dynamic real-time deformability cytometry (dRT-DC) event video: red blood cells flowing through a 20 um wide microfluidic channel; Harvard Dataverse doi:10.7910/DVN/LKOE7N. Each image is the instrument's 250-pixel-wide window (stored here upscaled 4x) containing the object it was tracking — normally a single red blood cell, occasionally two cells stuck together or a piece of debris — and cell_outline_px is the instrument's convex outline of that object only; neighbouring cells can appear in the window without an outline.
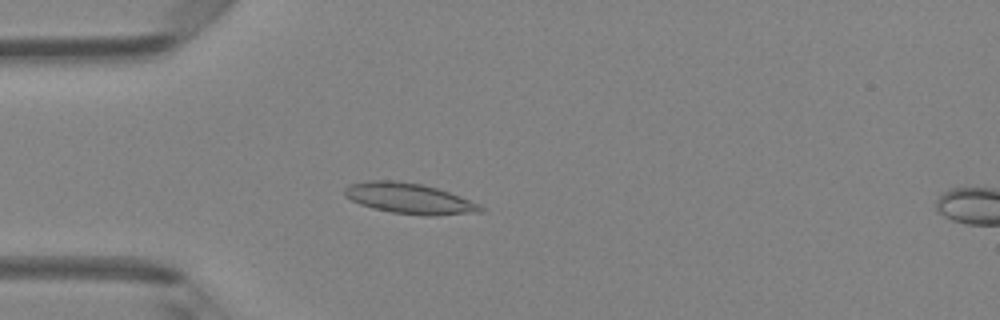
{"species": "Egyptian fruit bat (a non-hibernating species)", "species_latin": "Rousettus aegyptiacus", "temperature_condition": "room temperature", "stored_images_in_passage": 47, "camera_frame_rate_fps": 3000, "um_per_image_px": 0.085, "animal": {"sex": "female"}, "frame": {"image": 1, "passage_image": 12, "time_ms": 3.667, "image_size_px": [1000, 320], "cell_outline_px": [[484, 212], [436, 216], [424, 216], [392, 212], [372, 208], [360, 204], [344, 196], [344, 188], [348, 184], [368, 180], [396, 180], [424, 184], [460, 196], [480, 204], [484, 208]], "centroid_in_image_um": [34.8, 16.87], "position_along_channel_um": 50.2, "area_um2": 24.57}}
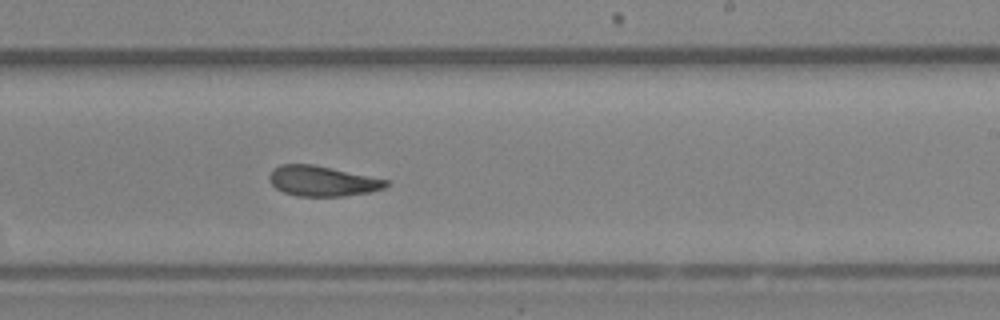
{"frame": {"image": 2, "passage_image": 28, "time_ms": 9.0, "image_size_px": [1000, 320], "cell_outline_px": [[388, 184], [384, 188], [368, 192], [344, 196], [296, 196], [284, 192], [276, 188], [268, 180], [268, 176], [280, 164], [312, 164], [332, 168], [388, 180]], "centroid_in_image_um": [27.37, 15.39], "position_along_channel_um": 261.6, "area_um2": 20.35}}
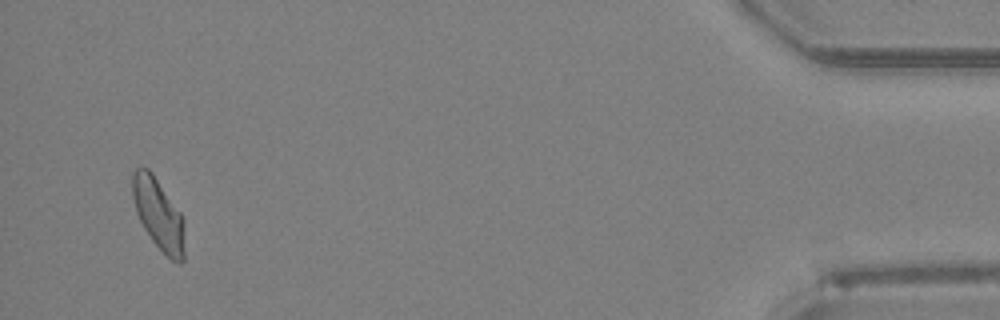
{"frame": {"image": 3, "passage_image": 45, "time_ms": 14.667, "image_size_px": [1000, 320], "cell_outline_px": [[184, 260], [180, 264], [172, 260], [152, 240], [144, 228], [136, 212], [132, 196], [132, 172], [140, 164], [148, 168], [152, 172], [180, 212], [184, 220]], "centroid_in_image_um": [13.46, 18.16], "position_along_channel_um": 421.7, "area_um2": 21.68}, "authors_computed_cell_mechanics": {"area_um2": 21.386, "velocity_mm_per_s": 4.1893, "shape_relaxation_time_tau1_ms": 4.4128, "shape_relaxation_time_tau2_ms": 2.3457, "deformation_change_tau1": 0.1696, "deformation_change_tau2": 0.1029}}